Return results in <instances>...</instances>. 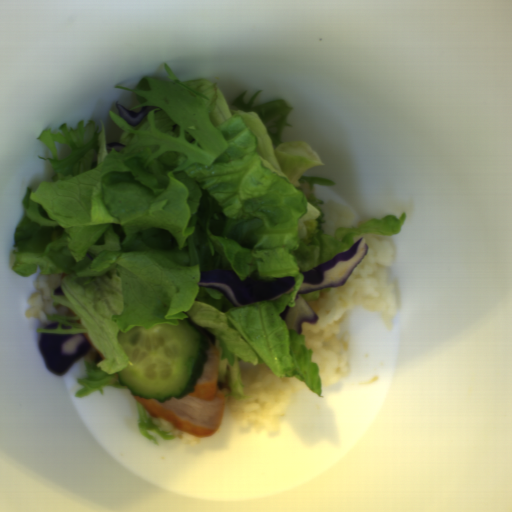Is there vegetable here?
Here are the masks:
<instances>
[{"label":"vegetable","instance_id":"1","mask_svg":"<svg viewBox=\"0 0 512 512\" xmlns=\"http://www.w3.org/2000/svg\"><path fill=\"white\" fill-rule=\"evenodd\" d=\"M167 80L144 76L132 91L140 111L156 106L136 126L115 110L121 151L108 145L104 119L63 123L37 137L51 157L54 177L27 188L24 217L14 232L10 270L29 277L66 274L64 296L51 295L75 316L49 313L56 329L88 334L105 357L84 358V398L120 385L129 366L118 333L134 327L179 325L189 318L215 334L217 382L237 400L246 394L239 363L264 365L275 377H295L322 397L314 350L280 314L303 285V273L354 245L361 234L393 236L407 213L324 230V200L315 186L336 182L304 174L323 165L305 141H284L294 109L285 100L255 105L262 89L229 101L207 79L181 80L164 63ZM235 271L260 279L295 278L277 300L235 307L219 291L199 287L203 271ZM72 329L62 330L61 324Z\"/></svg>","mask_w":512,"mask_h":512},{"label":"vegetable","instance_id":"2","mask_svg":"<svg viewBox=\"0 0 512 512\" xmlns=\"http://www.w3.org/2000/svg\"><path fill=\"white\" fill-rule=\"evenodd\" d=\"M136 412H137V429L140 436L146 440L151 441L155 445H159V441L149 434L148 431H153L158 434L162 440L172 441L174 435L170 431H162L157 424L154 423L153 417L149 414L141 403L136 399Z\"/></svg>","mask_w":512,"mask_h":512},{"label":"vegetable","instance_id":"3","mask_svg":"<svg viewBox=\"0 0 512 512\" xmlns=\"http://www.w3.org/2000/svg\"><path fill=\"white\" fill-rule=\"evenodd\" d=\"M324 292H331V287L322 289V290H318V291L301 294V295L305 299V301L308 302V301H313V300L319 299L320 294L324 293Z\"/></svg>","mask_w":512,"mask_h":512}]
</instances>
